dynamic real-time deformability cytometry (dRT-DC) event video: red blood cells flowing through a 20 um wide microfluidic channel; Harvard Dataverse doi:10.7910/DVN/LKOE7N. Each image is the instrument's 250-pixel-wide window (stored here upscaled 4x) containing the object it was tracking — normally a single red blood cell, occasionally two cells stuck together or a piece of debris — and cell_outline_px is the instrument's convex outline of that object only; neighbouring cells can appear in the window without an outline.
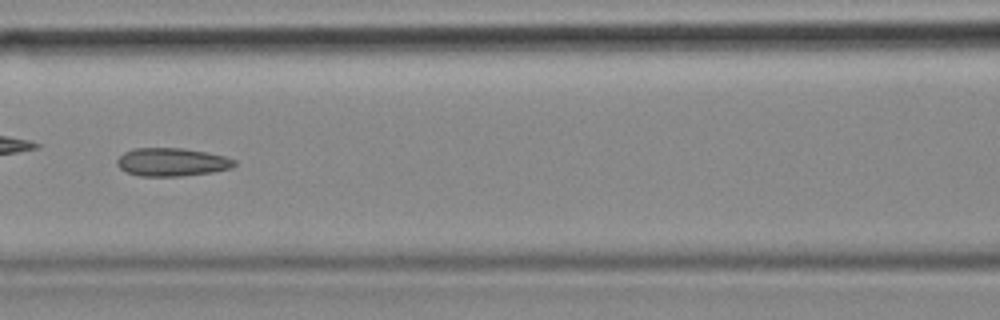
{"species": "common noctule bat (a hibernating species)", "species_latin": "Nyctalus noctula", "temperature_condition": "cold", "stored_images_in_passage": 51, "camera_frame_rate_fps": 3000, "um_per_image_px": 0.085, "animal": {"sex": "female", "body_mass_g": 18.4}, "frame": {"image": 1, "passage_image": 22, "time_ms": 7.0, "image_size_px": [1000, 320], "cell_outline_px": [[236, 164], [232, 168], [212, 172], [180, 176], [140, 176], [124, 172], [116, 164], [116, 160], [124, 152], [132, 148], [184, 148], [224, 156], [236, 160]], "centroid_in_image_um": [14.58, 13.78], "position_along_channel_um": 152.0, "area_um2": 19.36}, "authors_computed_cell_mechanics": {"area_um2": 19.3052, "velocity_mm_per_s": 3.6661, "shape_relaxation_time_tau1_ms": null, "shape_relaxation_time_tau2_ms": 6.5626, "deformation_change_tau1": null, "deformation_change_tau2": 0.1357}}